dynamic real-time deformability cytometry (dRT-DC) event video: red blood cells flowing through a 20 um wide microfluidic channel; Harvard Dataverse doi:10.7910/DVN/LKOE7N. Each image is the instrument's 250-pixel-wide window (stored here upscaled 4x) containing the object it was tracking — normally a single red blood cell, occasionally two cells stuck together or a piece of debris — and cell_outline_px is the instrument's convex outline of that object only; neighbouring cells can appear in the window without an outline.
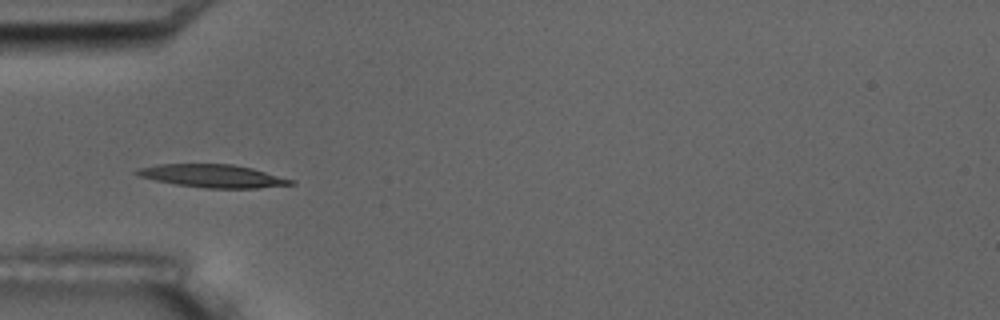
{"species": "common noctule bat (a hibernating species)", "species_latin": "Nyctalus noctula", "temperature_condition": "room temperature", "stored_images_in_passage": 3, "camera_frame_rate_fps": 3000, "um_per_image_px": 0.085, "animal": {"sex": "male", "body_mass_g": 17.5, "forearm_length_mm": 52.3}, "frame": {"image": 1, "passage_image": 1, "time_ms": 0.0, "image_size_px": [1000, 320], "cell_outline_px": [[296, 184], [256, 188], [204, 188], [176, 184], [136, 176], [132, 172], [136, 168], [156, 164], [232, 164], [252, 168], [296, 180]], "centroid_in_image_um": [18.05, 14.95], "position_along_channel_um": 66.9, "area_um2": 20.81}}